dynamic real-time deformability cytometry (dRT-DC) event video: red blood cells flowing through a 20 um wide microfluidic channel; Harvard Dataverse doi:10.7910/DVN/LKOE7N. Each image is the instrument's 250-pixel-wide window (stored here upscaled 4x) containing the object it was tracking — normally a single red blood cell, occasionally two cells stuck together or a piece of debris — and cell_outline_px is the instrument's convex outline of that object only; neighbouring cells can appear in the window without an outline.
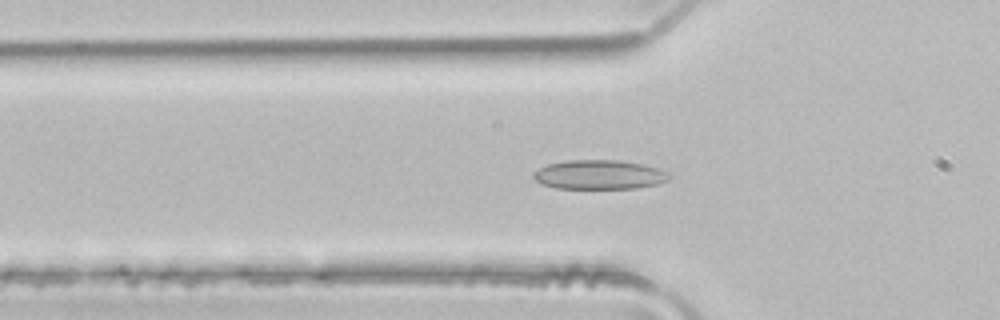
{"species": "common noctule bat (a hibernating species)", "species_latin": "Nyctalus noctula", "temperature_condition": "room temperature", "stored_images_in_passage": 49, "camera_frame_rate_fps": 3000, "um_per_image_px": 0.085, "animal": {"sex": "male", "body_mass_g": 21.5, "forearm_length_mm": 52.0}, "frame": {"image": 1, "passage_image": 16, "time_ms": 5.0, "image_size_px": [1000, 320], "cell_outline_px": [[672, 176], [668, 180], [656, 184], [636, 188], [556, 188], [540, 184], [532, 176], [532, 172], [548, 164], [568, 160], [616, 160], [644, 164], [668, 172]], "centroid_in_image_um": [50.92, 14.84], "position_along_channel_um": 74.9, "area_um2": 23.12}}
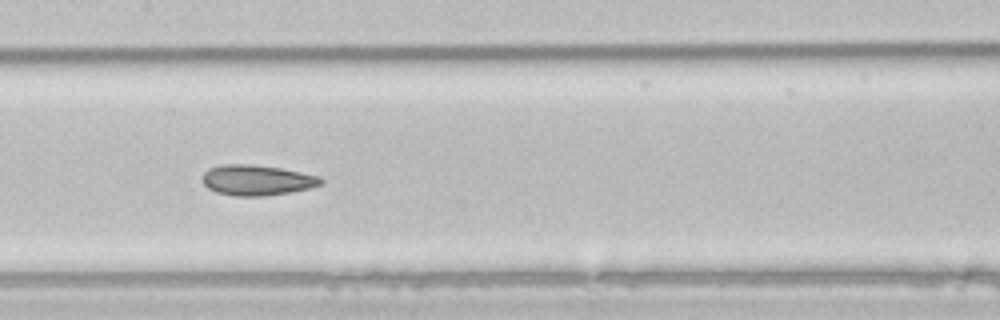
{"frame": {"image": 2, "passage_image": 24, "time_ms": 7.667, "image_size_px": [1000, 320], "cell_outline_px": [[324, 180], [320, 184], [312, 188], [264, 196], [232, 196], [216, 192], [208, 188], [204, 184], [204, 172], [208, 168], [224, 164], [252, 164], [280, 168], [320, 176]], "centroid_in_image_um": [21.84, 15.31], "position_along_channel_um": 185.6, "area_um2": 20.98}}
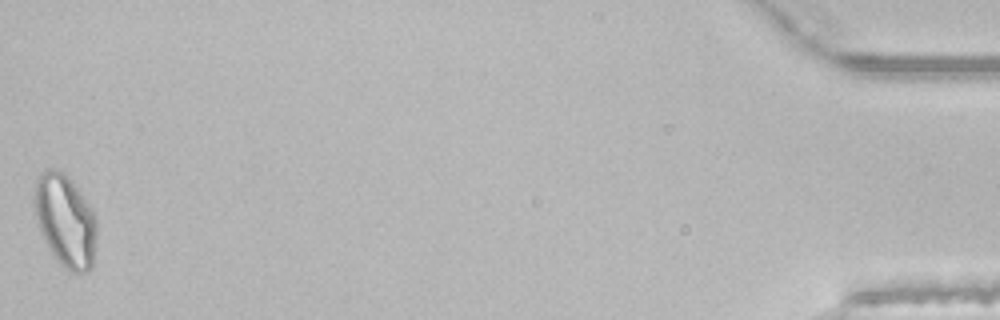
{"frame": {"image": 3, "passage_image": 49, "time_ms": 16.0, "image_size_px": [1000, 320], "cell_outline_px": [[96, 236], [92, 268], [88, 272], [72, 272], [64, 268], [60, 264], [44, 240], [40, 232], [36, 220], [36, 176], [40, 172], [48, 168], [60, 172], [68, 176], [72, 180], [96, 216]], "centroid_in_image_um": [5.57, 18.77], "position_along_channel_um": 429.6, "area_um2": 33.18}, "authors_computed_cell_mechanics": {"area_um2": 24.5072, "velocity_mm_per_s": 4.1189, "shape_relaxation_time_tau1_ms": null, "shape_relaxation_time_tau2_ms": 3.3792, "deformation_change_tau1": null, "deformation_change_tau2": 0.0795}}